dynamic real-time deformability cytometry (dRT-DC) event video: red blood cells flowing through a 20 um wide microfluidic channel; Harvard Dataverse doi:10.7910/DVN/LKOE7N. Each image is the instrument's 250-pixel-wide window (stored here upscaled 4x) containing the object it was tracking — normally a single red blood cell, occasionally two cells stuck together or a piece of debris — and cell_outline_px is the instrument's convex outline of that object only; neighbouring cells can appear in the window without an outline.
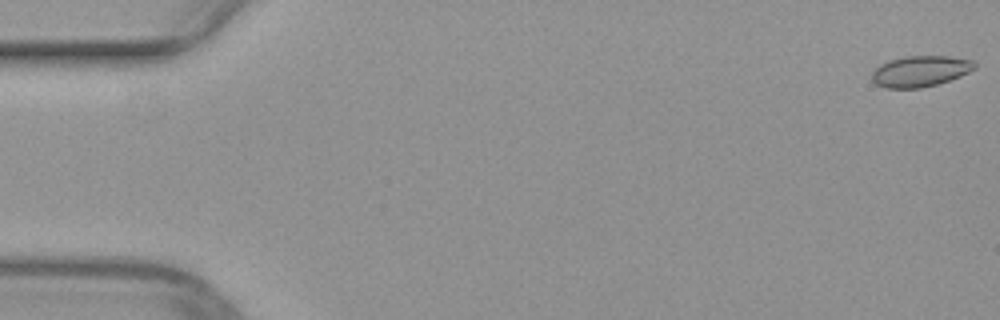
{"species": "common noctule bat (a hibernating species)", "species_latin": "Nyctalus noctula", "temperature_condition": "warm", "stored_images_in_passage": 51, "camera_frame_rate_fps": 3000, "um_per_image_px": 0.085, "animal": {"sex": "female", "body_mass_g": 29.2, "forearm_length_mm": 56.3}, "frame": {"image": 1, "passage_image": 1, "time_ms": 0.0, "image_size_px": [1000, 320], "cell_outline_px": [[976, 68], [960, 76], [936, 84], [920, 88], [884, 88], [876, 84], [872, 80], [872, 72], [880, 64], [888, 60], [904, 56], [948, 56], [972, 60], [976, 64]], "centroid_in_image_um": [78.2, 6.05], "position_along_channel_um": 6.8, "area_um2": 18.5}}
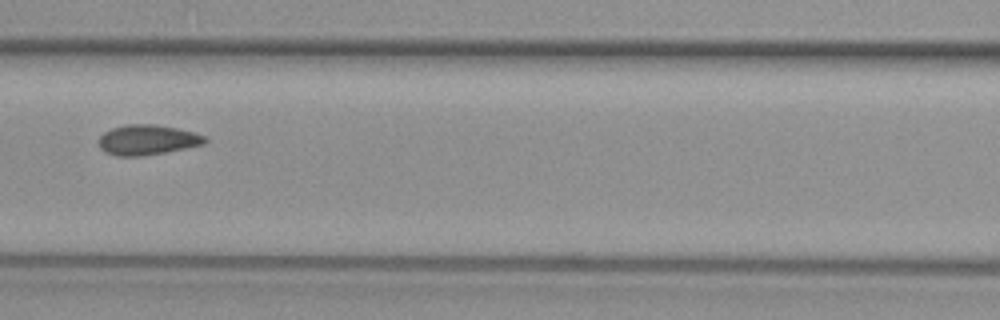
{"frame": {"image": 2, "passage_image": 23, "time_ms": 7.333, "image_size_px": [1000, 320], "cell_outline_px": [[208, 140], [204, 144], [188, 148], [140, 156], [116, 156], [104, 152], [100, 148], [100, 136], [104, 132], [112, 128], [128, 124], [156, 124], [196, 132], [204, 136]], "centroid_in_image_um": [12.55, 11.89], "position_along_channel_um": 154.1, "area_um2": 18.67}}
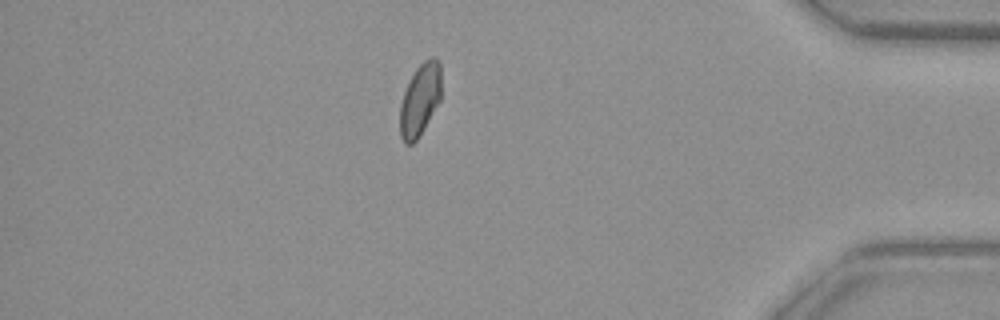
{"frame": {"image": 3, "passage_image": 44, "time_ms": 14.333, "image_size_px": [1000, 320], "cell_outline_px": [[440, 100], [424, 128], [416, 140], [412, 144], [404, 144], [400, 136], [400, 104], [404, 92], [416, 68], [424, 60], [432, 56], [436, 56], [440, 60]], "centroid_in_image_um": [35.7, 8.46], "position_along_channel_um": 399.5, "area_um2": 17.28}}